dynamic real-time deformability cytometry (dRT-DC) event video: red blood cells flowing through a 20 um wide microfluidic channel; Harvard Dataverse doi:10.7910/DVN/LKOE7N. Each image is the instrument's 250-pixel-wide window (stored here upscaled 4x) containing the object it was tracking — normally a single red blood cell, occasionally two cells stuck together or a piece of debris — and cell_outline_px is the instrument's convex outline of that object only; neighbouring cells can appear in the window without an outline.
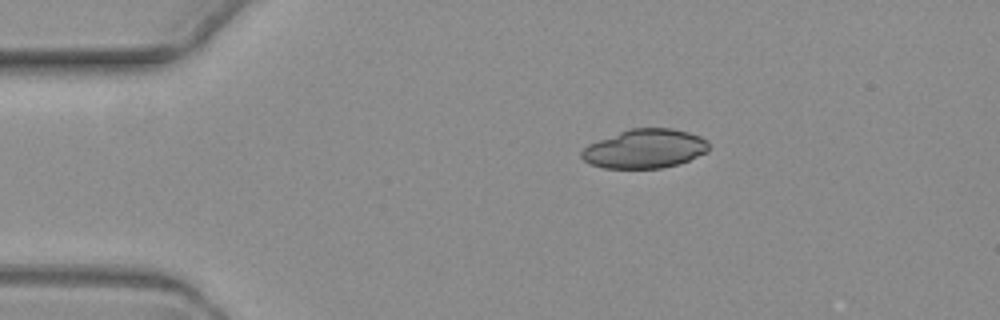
{"species": "common noctule bat (a hibernating species)", "species_latin": "Nyctalus noctula", "temperature_condition": "warm", "stored_images_in_passage": 8, "camera_frame_rate_fps": 3000, "um_per_image_px": 0.085, "animal": {"sex": "female", "body_mass_g": 19.3, "forearm_length_mm": 54.1}, "frame": {"image": 1, "passage_image": 1, "time_ms": 0.0, "image_size_px": [1000, 320], "cell_outline_px": [[708, 152], [688, 160], [676, 164], [660, 168], [604, 168], [588, 164], [580, 156], [580, 152], [588, 144], [620, 132], [632, 128], [672, 128], [688, 132], [700, 136], [708, 140]], "centroid_in_image_um": [54.8, 12.64], "position_along_channel_um": 30.2, "area_um2": 28.84}}